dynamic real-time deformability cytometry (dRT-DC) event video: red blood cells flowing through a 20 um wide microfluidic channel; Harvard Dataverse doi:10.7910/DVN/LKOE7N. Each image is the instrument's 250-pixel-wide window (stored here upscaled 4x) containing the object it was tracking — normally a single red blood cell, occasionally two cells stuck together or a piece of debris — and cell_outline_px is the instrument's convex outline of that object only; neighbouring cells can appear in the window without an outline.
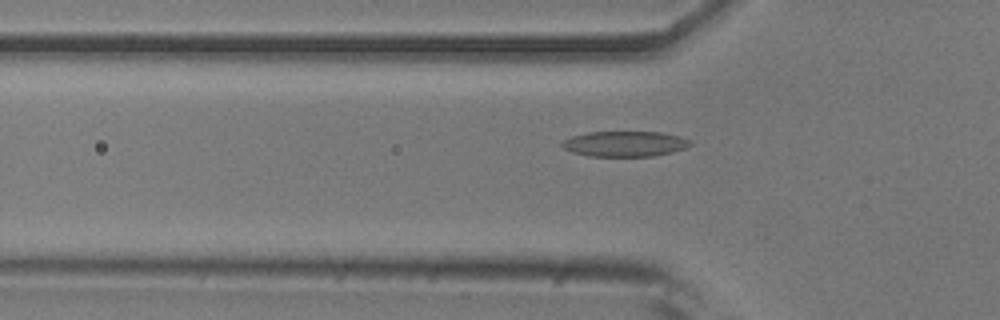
{"species": "common noctule bat (a hibernating species)", "species_latin": "Nyctalus noctula", "temperature_condition": "room temperature", "stored_images_in_passage": 14, "camera_frame_rate_fps": 3000, "um_per_image_px": 0.085, "animal": {"sex": "male", "body_mass_g": 20.5, "forearm_length_mm": 52.5}, "frame": {"image": 1, "passage_image": 11, "time_ms": 3.333, "image_size_px": [1000, 320], "cell_outline_px": [[692, 144], [688, 148], [672, 152], [652, 156], [588, 156], [572, 152], [564, 148], [560, 144], [564, 140], [572, 136], [588, 132], [660, 132], [680, 136], [692, 140]], "centroid_in_image_um": [53.15, 12.22], "position_along_channel_um": 72.6, "area_um2": 19.07}}